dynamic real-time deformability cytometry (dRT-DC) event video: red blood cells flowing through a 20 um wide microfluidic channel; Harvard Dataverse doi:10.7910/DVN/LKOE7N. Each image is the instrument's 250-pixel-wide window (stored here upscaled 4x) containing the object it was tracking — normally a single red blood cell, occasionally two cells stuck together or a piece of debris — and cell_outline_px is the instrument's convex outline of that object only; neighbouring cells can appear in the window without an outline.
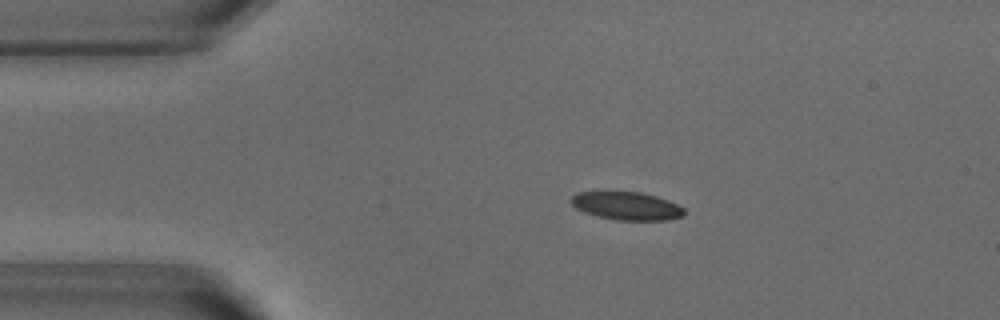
{"species": "common noctule bat (a hibernating species)", "species_latin": "Nyctalus noctula", "temperature_condition": "warm", "stored_images_in_passage": 52, "camera_frame_rate_fps": 3000, "um_per_image_px": 0.085, "animal": {"sex": "male", "body_mass_g": 18.8}, "frame": {"image": 1, "passage_image": 10, "time_ms": 3.0, "image_size_px": [1000, 320], "cell_outline_px": [[684, 216], [668, 220], [616, 220], [596, 216], [584, 212], [576, 208], [568, 200], [576, 192], [640, 192], [656, 196], [668, 200], [684, 208]], "centroid_in_image_um": [53.25, 17.51], "position_along_channel_um": 31.8, "area_um2": 18.55}}
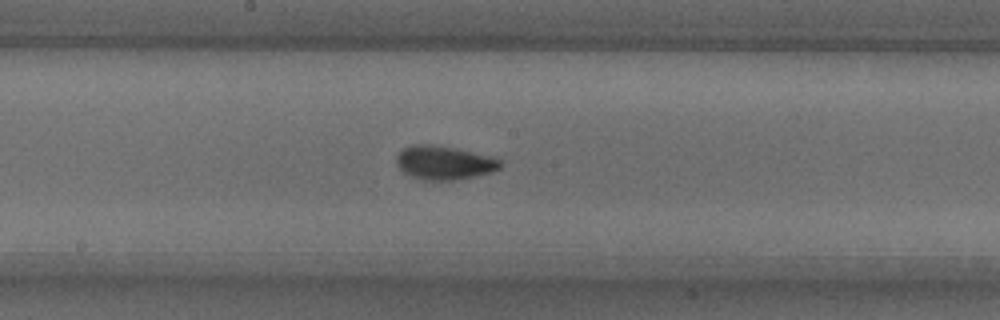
{"frame": {"image": 2, "passage_image": 27, "time_ms": 8.667, "image_size_px": [1000, 320], "cell_outline_px": [[504, 164], [500, 168], [492, 172], [476, 176], [456, 180], [424, 180], [412, 176], [404, 172], [396, 164], [396, 156], [404, 148], [412, 144], [428, 144], [452, 148], [492, 156], [500, 160]], "centroid_in_image_um": [37.77, 13.84], "position_along_channel_um": 210.4, "area_um2": 20.35}}
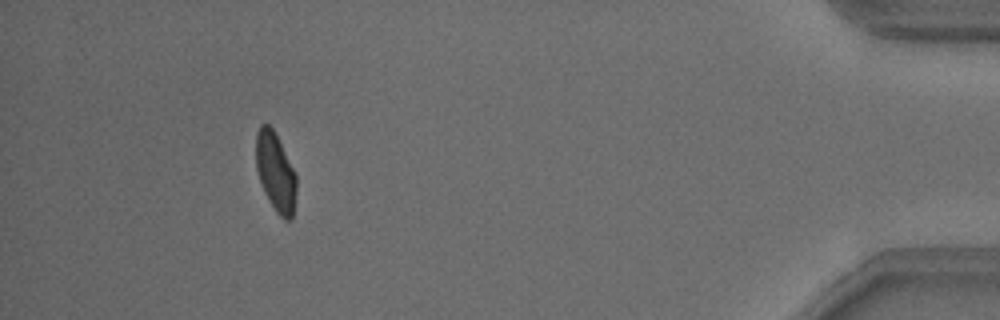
{"frame": {"image": 3, "passage_image": 48, "time_ms": 15.667, "image_size_px": [1000, 320], "cell_outline_px": [[296, 192], [292, 220], [284, 220], [276, 212], [268, 200], [264, 192], [256, 168], [256, 132], [260, 124], [268, 124], [272, 128], [296, 172]], "centroid_in_image_um": [23.42, 14.64], "position_along_channel_um": 411.8, "area_um2": 18.61}, "authors_computed_cell_mechanics": {"area_um2": 18.9584, "velocity_mm_per_s": 3.8163, "shape_relaxation_time_tau1_ms": 4.0002, "shape_relaxation_time_tau2_ms": 1.0195, "deformation_change_tau1": 0.1276, "deformation_change_tau2": 0.0497}}